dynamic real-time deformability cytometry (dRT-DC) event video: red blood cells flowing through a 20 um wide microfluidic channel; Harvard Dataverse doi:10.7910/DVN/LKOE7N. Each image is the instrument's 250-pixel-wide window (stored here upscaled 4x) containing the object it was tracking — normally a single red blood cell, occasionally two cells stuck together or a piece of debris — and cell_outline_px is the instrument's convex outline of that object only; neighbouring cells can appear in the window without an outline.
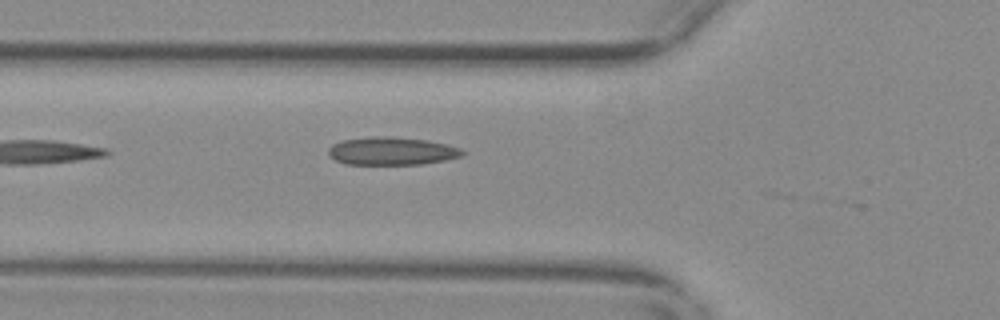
{"species": "common noctule bat (a hibernating species)", "species_latin": "Nyctalus noctula", "temperature_condition": "warm", "stored_images_in_passage": 6, "camera_frame_rate_fps": 3000, "um_per_image_px": 0.085, "animal": {"sex": "female", "body_mass_g": 29.2, "forearm_length_mm": 56.3}, "frame": {"image": 1, "passage_image": 3, "time_ms": 0.667, "image_size_px": [1000, 320], "cell_outline_px": [[464, 152], [460, 156], [444, 160], [420, 164], [344, 164], [328, 156], [328, 148], [332, 144], [340, 140], [372, 136], [392, 136], [428, 140], [448, 144], [460, 148]], "centroid_in_image_um": [33.24, 12.82], "position_along_channel_um": 92.6, "area_um2": 21.96}}